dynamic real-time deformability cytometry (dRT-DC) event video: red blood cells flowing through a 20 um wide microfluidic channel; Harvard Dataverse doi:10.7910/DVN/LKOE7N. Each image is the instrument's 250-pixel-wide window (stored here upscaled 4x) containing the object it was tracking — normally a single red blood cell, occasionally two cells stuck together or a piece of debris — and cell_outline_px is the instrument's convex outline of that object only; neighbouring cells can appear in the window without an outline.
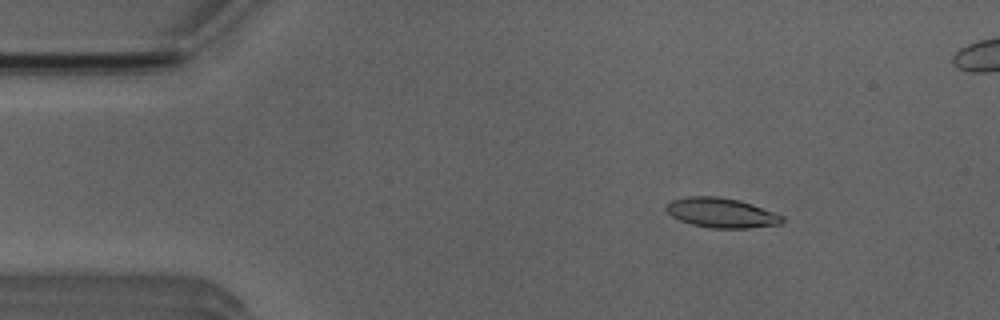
{"species": "Egyptian fruit bat (a non-hibernating species)", "species_latin": "Rousettus aegyptiacus", "temperature_condition": "room temperature", "stored_images_in_passage": 5, "camera_frame_rate_fps": 3000, "um_per_image_px": 0.085, "animal": {"sex": "male"}, "frame": {"image": 1, "passage_image": 2, "time_ms": 1.333, "image_size_px": [1000, 320], "cell_outline_px": [[784, 220], [780, 224], [748, 228], [708, 228], [692, 224], [680, 220], [672, 216], [664, 208], [672, 200], [688, 196], [716, 196], [740, 200], [752, 204], [784, 216]], "centroid_in_image_um": [61.32, 18.09], "position_along_channel_um": 23.7, "area_um2": 20.06}}